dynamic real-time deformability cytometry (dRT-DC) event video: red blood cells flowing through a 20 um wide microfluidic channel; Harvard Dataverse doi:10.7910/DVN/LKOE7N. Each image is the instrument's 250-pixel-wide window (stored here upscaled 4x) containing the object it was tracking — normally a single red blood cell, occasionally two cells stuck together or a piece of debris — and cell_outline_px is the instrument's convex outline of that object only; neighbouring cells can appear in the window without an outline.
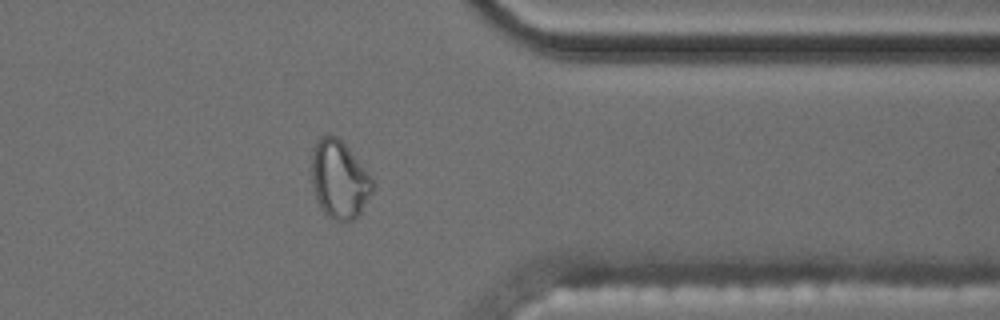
{"species": "common noctule bat (a hibernating species)", "species_latin": "Nyctalus noctula", "temperature_condition": "cold", "stored_images_in_passage": 41, "camera_frame_rate_fps": 3000, "um_per_image_px": 0.085, "animal": {"sex": "male", "body_mass_g": 17.5, "forearm_length_mm": 52.3}, "frame": {"image": 1, "passage_image": 30, "time_ms": 9.667, "image_size_px": [1000, 320], "cell_outline_px": [[376, 184], [372, 192], [360, 212], [352, 220], [336, 220], [328, 216], [320, 208], [316, 196], [312, 180], [312, 148], [316, 140], [324, 132], [328, 132], [340, 136], [368, 172]], "centroid_in_image_um": [28.84, 15.16], "position_along_channel_um": 382.6, "area_um2": 28.09}}
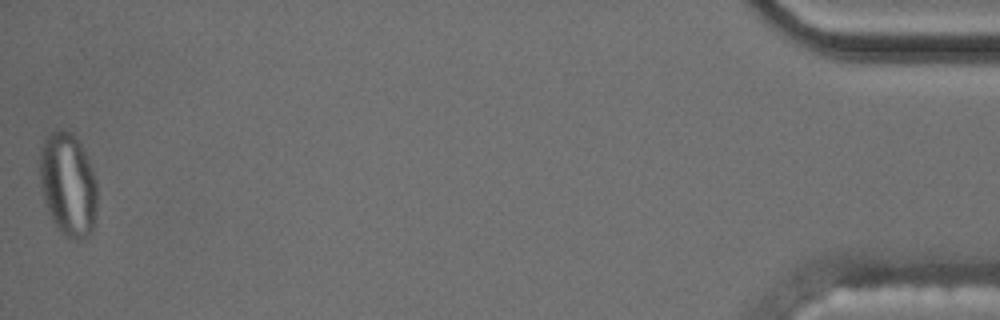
{"frame": {"image": 2, "passage_image": 41, "time_ms": 13.333, "image_size_px": [1000, 320], "cell_outline_px": [[96, 212], [92, 232], [84, 240], [64, 236], [52, 220], [44, 200], [40, 188], [40, 152], [44, 140], [52, 132], [72, 132], [76, 136], [92, 168], [96, 180]], "centroid_in_image_um": [5.79, 15.72], "position_along_channel_um": 429.4, "area_um2": 34.33}, "authors_computed_cell_mechanics": {"area_um2": 18.785, "velocity_mm_per_s": 3.542, "shape_relaxation_time_tau1_ms": null, "shape_relaxation_time_tau2_ms": 1.3412, "deformation_change_tau1": null, "deformation_change_tau2": 0.0701}}